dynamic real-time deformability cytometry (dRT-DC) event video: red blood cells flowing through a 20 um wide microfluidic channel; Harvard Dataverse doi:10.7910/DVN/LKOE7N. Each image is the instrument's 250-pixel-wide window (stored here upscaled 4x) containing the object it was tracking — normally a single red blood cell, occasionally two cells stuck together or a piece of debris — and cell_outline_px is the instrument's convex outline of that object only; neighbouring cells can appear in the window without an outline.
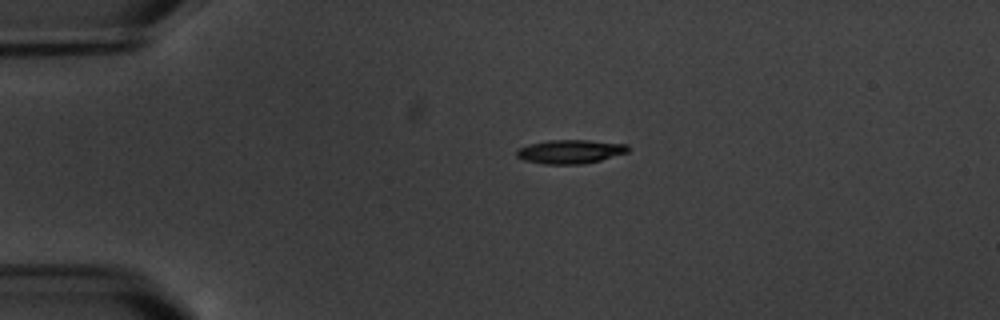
{"species": "common noctule bat (a hibernating species)", "species_latin": "Nyctalus noctula", "temperature_condition": "warm", "stored_images_in_passage": 4, "camera_frame_rate_fps": 3000, "um_per_image_px": 0.085, "animal": {"sex": "male", "body_mass_g": 20.1, "forearm_length_mm": 53.5}, "frame": {"image": 1, "passage_image": 3, "time_ms": 3.333, "image_size_px": [1000, 320], "cell_outline_px": [[628, 152], [600, 160], [580, 164], [544, 164], [524, 160], [516, 156], [516, 148], [528, 144], [548, 140], [588, 140], [628, 144]], "centroid_in_image_um": [48.43, 12.88], "position_along_channel_um": 36.6, "area_um2": 15.49}}